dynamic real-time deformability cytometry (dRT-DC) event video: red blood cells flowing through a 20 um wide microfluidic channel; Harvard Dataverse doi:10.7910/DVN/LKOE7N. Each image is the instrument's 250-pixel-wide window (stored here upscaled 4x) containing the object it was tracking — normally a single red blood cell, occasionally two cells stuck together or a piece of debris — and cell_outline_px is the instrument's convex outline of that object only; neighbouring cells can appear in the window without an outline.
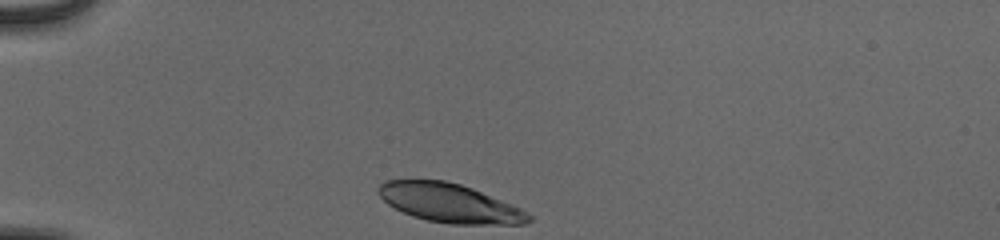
{"species": "human", "species_latin": "Homo sapiens", "temperature_condition": "cold", "stored_images_in_passage": 32, "camera_frame_rate_fps": 3000, "um_per_image_px": 0.085, "donor": {"sex": "male"}, "frame": {"image": 1, "passage_image": 1, "time_ms": 0.0, "image_size_px": [1000, 240], "cell_outline_px": [[532, 220], [524, 224], [452, 224], [428, 220], [412, 216], [388, 204], [376, 192], [380, 184], [384, 180], [444, 180], [460, 184], [472, 188], [512, 204], [520, 208], [532, 216]], "centroid_in_image_um": [38.21, 17.25], "position_along_channel_um": 46.8, "area_um2": 33.81}}
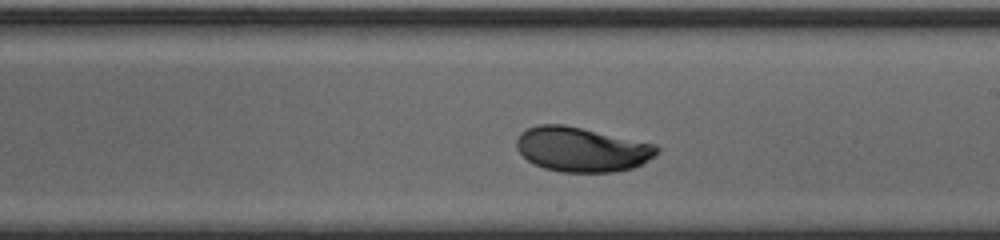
{"frame": {"image": 2, "passage_image": 19, "time_ms": 6.0, "image_size_px": [1000, 240], "cell_outline_px": [[660, 152], [648, 160], [632, 168], [616, 172], [560, 172], [544, 168], [528, 160], [516, 148], [516, 140], [520, 132], [528, 128], [540, 124], [564, 124], [656, 144], [660, 148]], "centroid_in_image_um": [49.46, 12.69], "position_along_channel_um": 239.5, "area_um2": 36.53}}
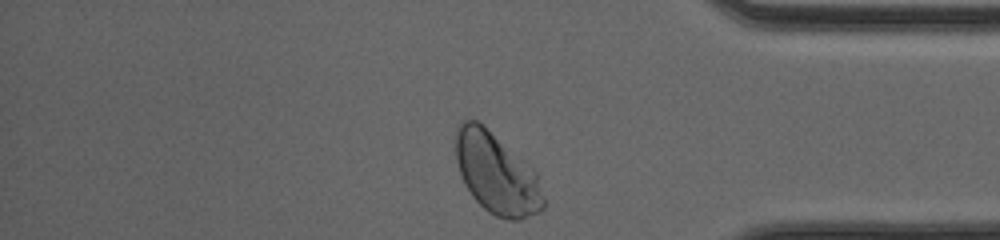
{"frame": {"image": 3, "passage_image": 32, "time_ms": 10.333, "image_size_px": [1000, 240], "cell_outline_px": [[544, 208], [540, 212], [520, 220], [512, 220], [496, 216], [488, 212], [472, 196], [464, 184], [460, 176], [456, 160], [456, 132], [460, 120], [476, 120], [532, 168], [536, 172], [544, 200]], "centroid_in_image_um": [42.18, 14.79], "position_along_channel_um": 393.0, "area_um2": 40.75}, "authors_computed_cell_mechanics": {"area_um2": 36.5007, "velocity_mm_per_s": 3.847, "shape_relaxation_time_tau1_ms": 2.3753, "shape_relaxation_time_tau2_ms": null, "deformation_change_tau1": 0.1299, "deformation_change_tau2": null}}